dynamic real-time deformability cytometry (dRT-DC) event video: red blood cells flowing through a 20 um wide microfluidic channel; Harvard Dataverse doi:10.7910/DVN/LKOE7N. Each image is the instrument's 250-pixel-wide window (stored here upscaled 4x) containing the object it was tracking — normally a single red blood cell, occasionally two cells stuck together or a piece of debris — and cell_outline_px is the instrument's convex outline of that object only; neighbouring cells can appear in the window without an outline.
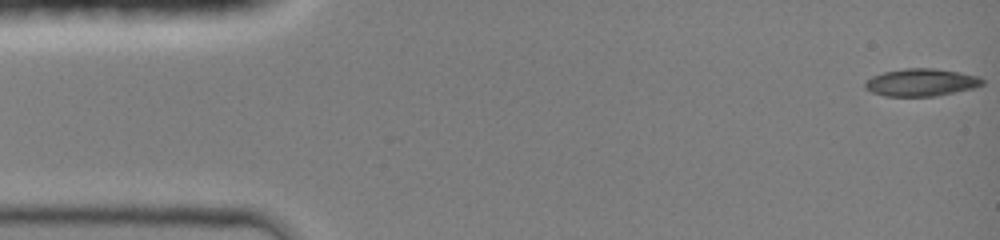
{"species": "common noctule bat (a hibernating species)", "species_latin": "Nyctalus noctula", "temperature_condition": "room temperature", "stored_images_in_passage": 7, "camera_frame_rate_fps": 3000, "um_per_image_px": 0.085, "animal": {"sex": "female", "body_mass_g": 19.0, "forearm_length_mm": 51.5}, "frame": {"image": 1, "passage_image": 1, "time_ms": 0.0, "image_size_px": [1000, 240], "cell_outline_px": [[984, 84], [972, 88], [936, 96], [884, 96], [872, 92], [864, 88], [864, 84], [872, 76], [884, 72], [904, 68], [932, 68], [980, 76], [984, 80]], "centroid_in_image_um": [78.29, 7.0], "position_along_channel_um": 6.7, "area_um2": 18.67}}